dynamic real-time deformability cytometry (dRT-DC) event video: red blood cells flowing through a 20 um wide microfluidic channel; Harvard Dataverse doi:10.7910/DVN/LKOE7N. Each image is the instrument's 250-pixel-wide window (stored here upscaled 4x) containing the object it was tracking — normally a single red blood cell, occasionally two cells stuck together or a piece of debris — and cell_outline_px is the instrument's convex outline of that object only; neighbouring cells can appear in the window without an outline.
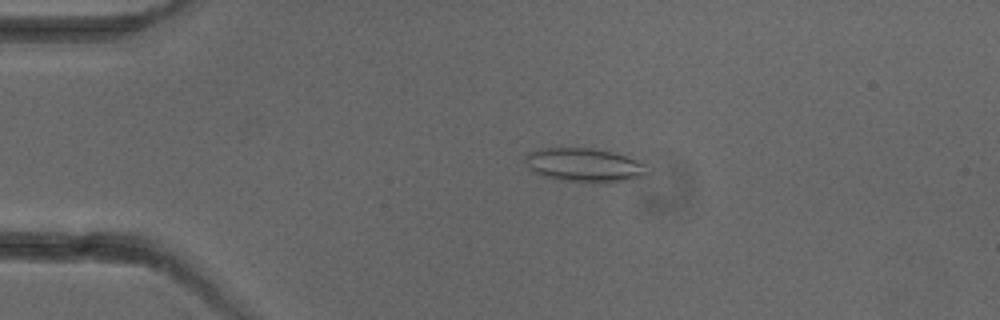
{"species": "common noctule bat (a hibernating species)", "species_latin": "Nyctalus noctula", "temperature_condition": "cold", "stored_images_in_passage": 5, "camera_frame_rate_fps": 3000, "um_per_image_px": 0.085, "animal": {"sex": "female"}, "frame": {"image": 1, "passage_image": 3, "time_ms": 2.333, "image_size_px": [1000, 320], "cell_outline_px": [[648, 176], [632, 180], [612, 184], [608, 184], [564, 180], [544, 176], [532, 172], [528, 168], [524, 160], [524, 156], [528, 152], [540, 148], [592, 148], [612, 152], [636, 160], [644, 164], [648, 172]], "centroid_in_image_um": [49.68, 14.05], "position_along_channel_um": 35.3, "area_um2": 24.51}}